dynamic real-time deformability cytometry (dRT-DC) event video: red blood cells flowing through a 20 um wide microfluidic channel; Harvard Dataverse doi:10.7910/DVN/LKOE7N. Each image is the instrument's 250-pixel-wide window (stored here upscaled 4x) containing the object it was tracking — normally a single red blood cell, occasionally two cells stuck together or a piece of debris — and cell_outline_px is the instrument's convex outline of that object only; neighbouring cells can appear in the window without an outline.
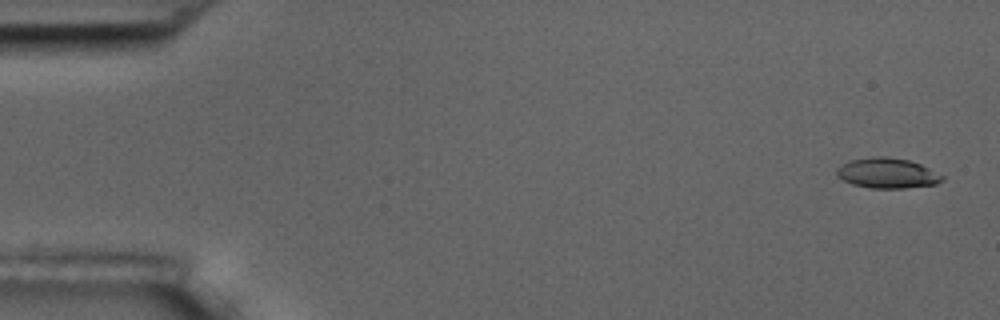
{"species": "common noctule bat (a hibernating species)", "species_latin": "Nyctalus noctula", "temperature_condition": "room temperature", "stored_images_in_passage": 5, "camera_frame_rate_fps": 3000, "um_per_image_px": 0.085, "animal": {"sex": "male", "body_mass_g": 17.5, "forearm_length_mm": 52.3}, "frame": {"image": 1, "passage_image": 1, "time_ms": 0.0, "image_size_px": [1000, 320], "cell_outline_px": [[944, 180], [936, 184], [904, 188], [868, 188], [852, 184], [836, 176], [836, 168], [852, 160], [872, 156], [888, 156], [908, 160], [920, 164], [944, 176]], "centroid_in_image_um": [75.41, 14.72], "position_along_channel_um": 9.6, "area_um2": 18.55}}
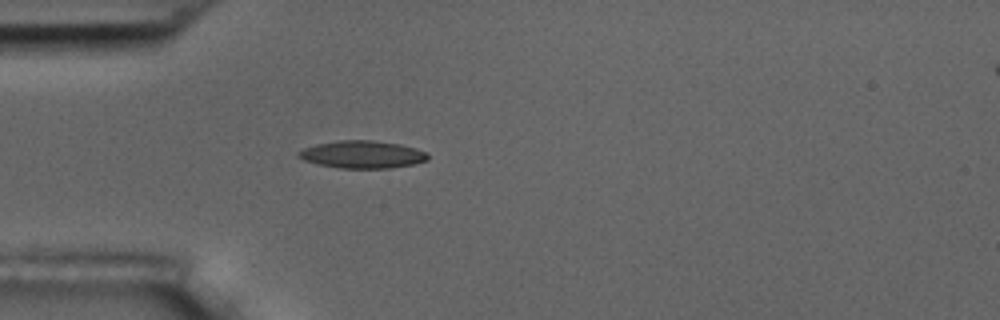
{"frame": {"image": 2, "passage_image": 5, "time_ms": 4.667, "image_size_px": [1000, 320], "cell_outline_px": [[428, 160], [412, 164], [388, 168], [340, 168], [320, 164], [304, 160], [296, 156], [296, 152], [304, 148], [316, 144], [340, 140], [372, 140], [400, 144], [416, 148], [428, 152]], "centroid_in_image_um": [30.8, 13.12], "position_along_channel_um": 54.2, "area_um2": 20.69}}